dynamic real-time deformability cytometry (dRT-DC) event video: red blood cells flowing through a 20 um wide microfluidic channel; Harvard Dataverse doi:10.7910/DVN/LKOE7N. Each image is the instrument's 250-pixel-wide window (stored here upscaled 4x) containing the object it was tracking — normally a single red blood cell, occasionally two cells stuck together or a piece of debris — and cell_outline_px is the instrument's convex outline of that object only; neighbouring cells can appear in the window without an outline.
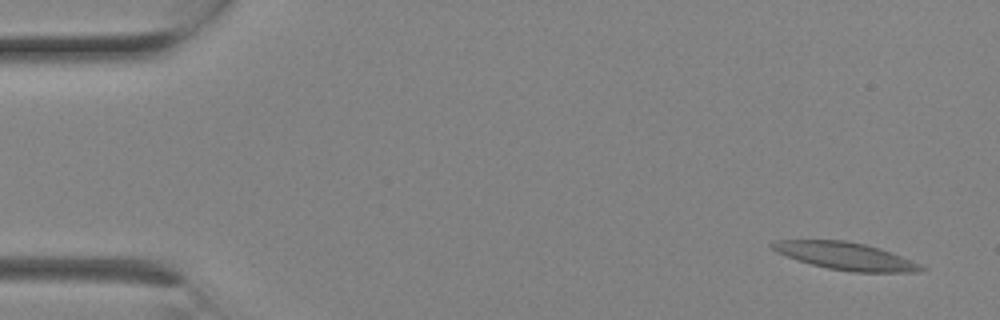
{"species": "Egyptian fruit bat (a non-hibernating species)", "species_latin": "Rousettus aegyptiacus", "temperature_condition": "room temperature", "stored_images_in_passage": 2, "camera_frame_rate_fps": 3000, "um_per_image_px": 0.085, "animal": {"sex": "female"}, "frame": {"image": 1, "passage_image": 1, "time_ms": 0.0, "image_size_px": [1000, 320], "cell_outline_px": [[928, 268], [920, 272], [852, 272], [828, 268], [812, 264], [776, 252], [768, 244], [776, 240], [844, 240], [864, 244], [880, 248], [920, 264]], "centroid_in_image_um": [71.88, 21.76], "position_along_channel_um": 13.1, "area_um2": 23.58}}
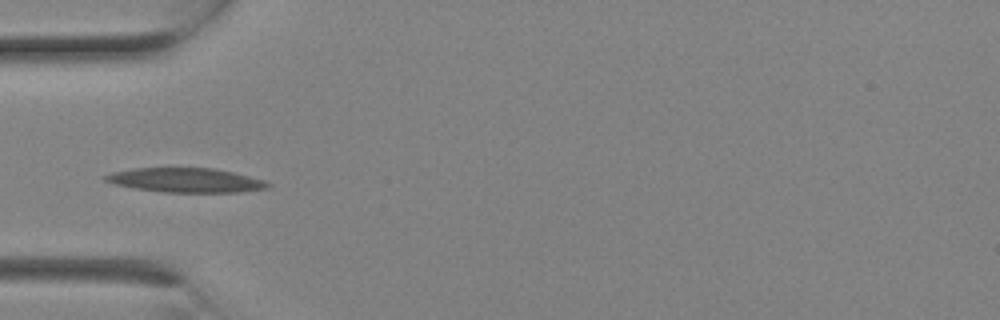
{"frame": {"image": 2, "passage_image": 2, "time_ms": 0.333, "image_size_px": [1000, 320], "cell_outline_px": [[272, 184], [268, 188], [240, 192], [164, 192], [132, 188], [116, 184], [104, 180], [104, 176], [112, 172], [136, 168], [212, 168], [232, 172], [264, 180]], "centroid_in_image_um": [15.8, 15.32], "position_along_channel_um": 69.2, "area_um2": 22.89}}